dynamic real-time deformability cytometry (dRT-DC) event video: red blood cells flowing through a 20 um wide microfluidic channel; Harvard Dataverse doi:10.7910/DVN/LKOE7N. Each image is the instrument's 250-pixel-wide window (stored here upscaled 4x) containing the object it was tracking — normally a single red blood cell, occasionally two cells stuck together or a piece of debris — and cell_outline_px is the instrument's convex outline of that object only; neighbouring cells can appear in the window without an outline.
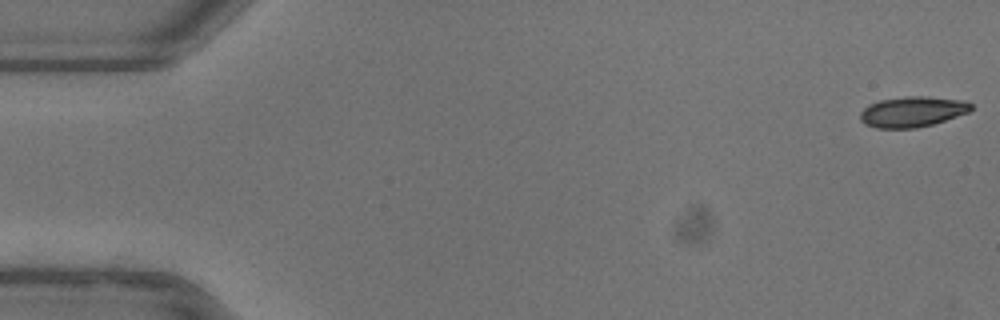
{"species": "common noctule bat (a hibernating species)", "species_latin": "Nyctalus noctula", "temperature_condition": "warm", "stored_images_in_passage": 54, "camera_frame_rate_fps": 3000, "um_per_image_px": 0.085, "animal": {"sex": "female"}, "frame": {"image": 1, "passage_image": 1, "time_ms": 0.0, "image_size_px": [1000, 320], "cell_outline_px": [[972, 108], [968, 112], [932, 124], [916, 128], [876, 128], [864, 124], [860, 120], [860, 112], [868, 104], [880, 100], [908, 96], [924, 96], [960, 100], [972, 104]], "centroid_in_image_um": [77.49, 9.5], "position_along_channel_um": 7.5, "area_um2": 19.54}}
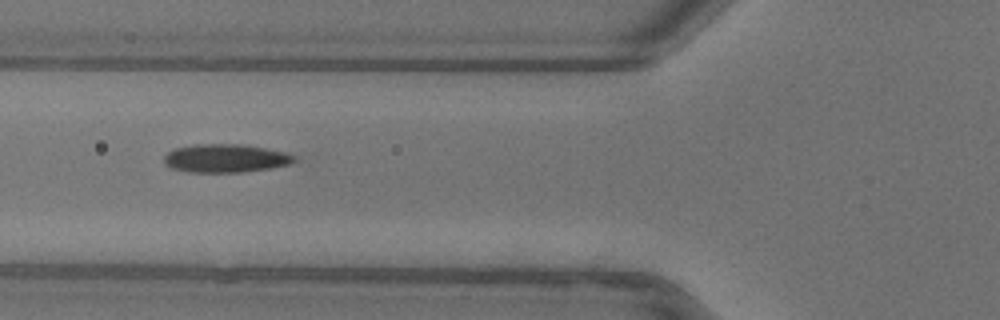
{"frame": {"image": 2, "passage_image": 20, "time_ms": 6.333, "image_size_px": [1000, 320], "cell_outline_px": [[296, 160], [288, 164], [272, 168], [244, 172], [188, 172], [172, 168], [164, 164], [164, 156], [168, 152], [176, 148], [196, 144], [240, 144], [288, 152], [296, 156]], "centroid_in_image_um": [19.19, 13.46], "position_along_channel_um": 106.6, "area_um2": 21.56}}
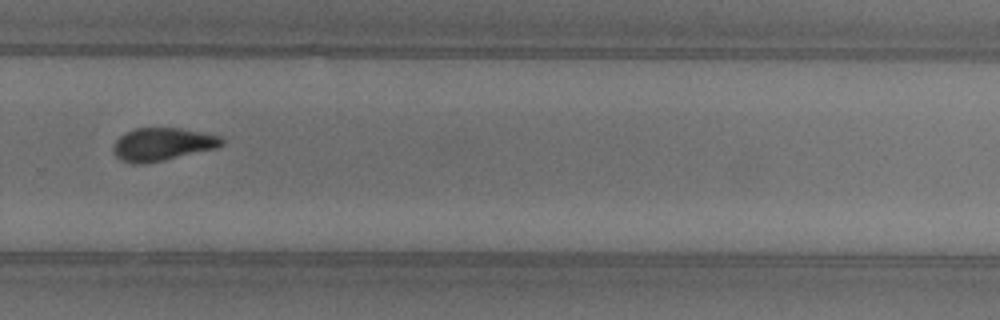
{"frame": {"image": 3, "passage_image": 36, "time_ms": 11.667, "image_size_px": [1000, 320], "cell_outline_px": [[224, 144], [216, 148], [144, 164], [132, 164], [120, 160], [112, 152], [112, 148], [116, 140], [120, 136], [136, 128], [180, 128], [220, 136], [224, 140]], "centroid_in_image_um": [13.77, 12.27], "position_along_channel_um": 316.0, "area_um2": 20.63}, "authors_computed_cell_mechanics": {"area_um2": 20.6924, "velocity_mm_per_s": 3.9343, "shape_relaxation_time_tau1_ms": 4.6834, "shape_relaxation_time_tau2_ms": 2.1701, "deformation_change_tau1": 0.1819, "deformation_change_tau2": 0.0828}}